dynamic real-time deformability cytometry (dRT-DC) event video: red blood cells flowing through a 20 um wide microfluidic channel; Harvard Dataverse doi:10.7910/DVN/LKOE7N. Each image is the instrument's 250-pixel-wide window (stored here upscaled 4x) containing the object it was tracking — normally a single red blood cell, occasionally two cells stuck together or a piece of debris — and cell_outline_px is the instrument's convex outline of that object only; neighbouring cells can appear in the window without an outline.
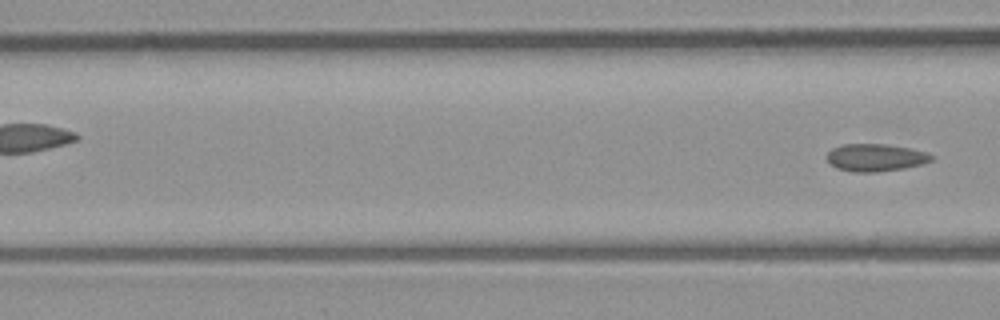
{"species": "common noctule bat (a hibernating species)", "species_latin": "Nyctalus noctula", "temperature_condition": "room temperature", "stored_images_in_passage": 7, "segment_of_instrument_passage": [2, 2], "camera_frame_rate_fps": 3000, "um_per_image_px": 0.085, "animal": {"sex": "male", "body_mass_g": 23.1, "forearm_length_mm": 52.7}, "frame": {"image": 1, "passage_image": 7, "time_ms": 7.667, "image_size_px": [1000, 320], "cell_outline_px": [[932, 160], [924, 164], [904, 168], [876, 172], [852, 172], [836, 168], [828, 164], [828, 152], [832, 148], [844, 144], [884, 144], [908, 148], [928, 152], [932, 156]], "centroid_in_image_um": [74.41, 13.4], "position_along_channel_um": 92.2, "area_um2": 16.76}}